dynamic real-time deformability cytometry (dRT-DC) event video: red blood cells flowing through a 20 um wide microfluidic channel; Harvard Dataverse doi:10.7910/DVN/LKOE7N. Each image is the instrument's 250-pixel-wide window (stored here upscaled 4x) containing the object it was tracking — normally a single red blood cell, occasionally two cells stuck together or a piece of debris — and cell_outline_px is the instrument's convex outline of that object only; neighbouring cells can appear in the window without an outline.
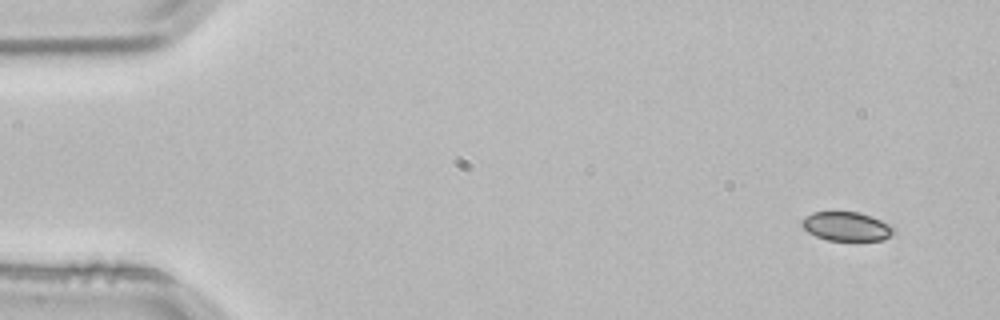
{"species": "common noctule bat (a hibernating species)", "species_latin": "Nyctalus noctula", "temperature_condition": "room temperature", "stored_images_in_passage": 3, "camera_frame_rate_fps": 3000, "um_per_image_px": 0.085, "animal": {"sex": "male", "body_mass_g": 21.5, "forearm_length_mm": 52.0}, "frame": {"image": 1, "passage_image": 1, "time_ms": 0.0, "image_size_px": [1000, 320], "cell_outline_px": [[896, 232], [884, 240], [828, 240], [816, 236], [808, 232], [800, 224], [800, 220], [804, 216], [812, 212], [860, 212], [872, 216], [892, 224], [896, 228]], "centroid_in_image_um": [71.99, 19.23], "position_along_channel_um": 13.0, "area_um2": 15.84}}